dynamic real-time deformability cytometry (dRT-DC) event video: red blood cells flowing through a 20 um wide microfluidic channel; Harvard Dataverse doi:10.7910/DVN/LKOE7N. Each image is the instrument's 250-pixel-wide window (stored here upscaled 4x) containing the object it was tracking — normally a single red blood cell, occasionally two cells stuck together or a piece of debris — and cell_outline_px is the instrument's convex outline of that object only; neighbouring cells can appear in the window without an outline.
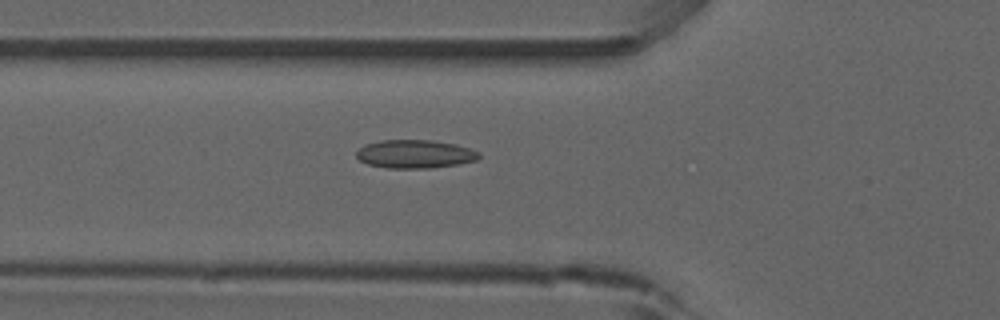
{"species": "common noctule bat (a hibernating species)", "species_latin": "Nyctalus noctula", "temperature_condition": "room temperature", "stored_images_in_passage": 48, "camera_frame_rate_fps": 3000, "um_per_image_px": 0.085, "animal": {"sex": "male", "forearm_length_mm": 52.5}, "frame": {"image": 1, "passage_image": 14, "time_ms": 4.333, "image_size_px": [1000, 320], "cell_outline_px": [[480, 156], [476, 160], [456, 164], [428, 168], [388, 168], [368, 164], [360, 160], [356, 156], [356, 152], [364, 144], [380, 140], [432, 140], [456, 144], [480, 152]], "centroid_in_image_um": [35.25, 13.08], "position_along_channel_um": 90.6, "area_um2": 20.17}, "authors_computed_cell_mechanics": {"area_um2": 18.9295, "velocity_mm_per_s": 3.9051, "shape_relaxation_time_tau1_ms": null, "shape_relaxation_time_tau2_ms": 2.1673, "deformation_change_tau1": null, "deformation_change_tau2": 0.0789}}